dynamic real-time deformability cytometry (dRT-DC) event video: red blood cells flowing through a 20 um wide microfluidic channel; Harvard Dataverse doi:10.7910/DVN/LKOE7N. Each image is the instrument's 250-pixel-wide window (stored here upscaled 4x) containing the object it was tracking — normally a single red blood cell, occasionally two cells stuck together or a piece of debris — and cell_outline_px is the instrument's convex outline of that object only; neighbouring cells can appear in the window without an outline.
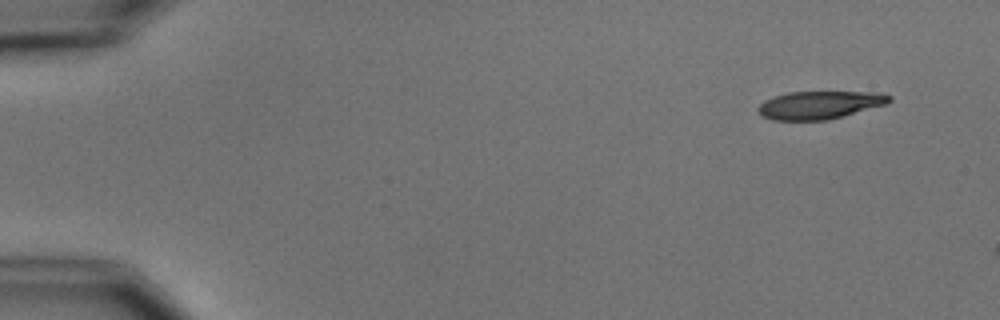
{"species": "common noctule bat (a hibernating species)", "species_latin": "Nyctalus noctula", "temperature_condition": "cold", "stored_images_in_passage": 3, "camera_frame_rate_fps": 3000, "um_per_image_px": 0.085, "animal": {"sex": "male", "body_mass_g": 15.6}, "frame": {"image": 1, "passage_image": 1, "time_ms": 0.0, "image_size_px": [1000, 320], "cell_outline_px": [[892, 100], [888, 104], [828, 120], [772, 120], [764, 116], [756, 108], [764, 100], [788, 92], [884, 92], [892, 96]], "centroid_in_image_um": [69.73, 8.92], "position_along_channel_um": 15.3, "area_um2": 21.44}}